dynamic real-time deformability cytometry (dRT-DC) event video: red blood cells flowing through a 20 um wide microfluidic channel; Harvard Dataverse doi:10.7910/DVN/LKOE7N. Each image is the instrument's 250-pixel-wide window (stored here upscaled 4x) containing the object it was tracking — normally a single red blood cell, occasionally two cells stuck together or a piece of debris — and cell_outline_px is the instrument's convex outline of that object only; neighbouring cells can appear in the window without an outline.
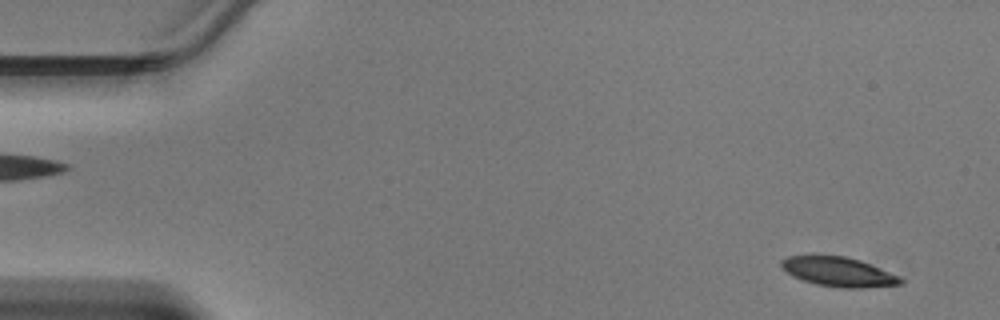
{"species": "Egyptian fruit bat (a non-hibernating species)", "species_latin": "Rousettus aegyptiacus", "temperature_condition": "warm", "stored_images_in_passage": 45, "camera_frame_rate_fps": 3000, "um_per_image_px": 0.085, "animal": {"sex": "male"}, "frame": {"image": 1, "passage_image": 2, "time_ms": 0.333, "image_size_px": [1000, 320], "cell_outline_px": [[904, 284], [860, 288], [844, 288], [816, 284], [792, 276], [780, 264], [780, 260], [788, 256], [812, 252], [844, 256], [860, 260], [900, 276], [904, 280]], "centroid_in_image_um": [71.23, 23.06], "position_along_channel_um": 13.8, "area_um2": 21.04}}
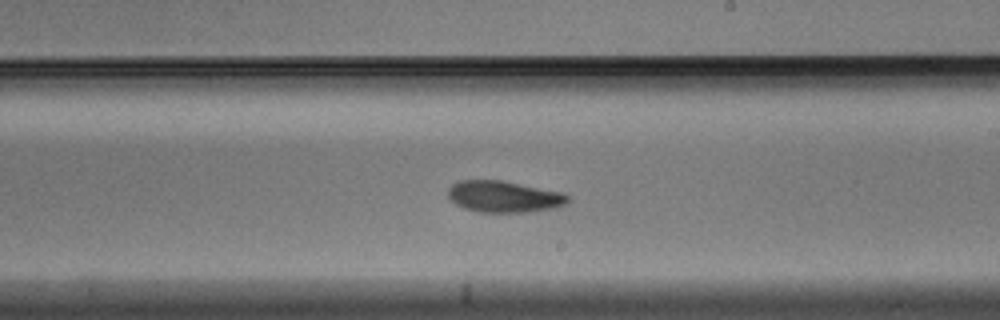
{"frame": {"image": 2, "passage_image": 26, "time_ms": 8.333, "image_size_px": [1000, 320], "cell_outline_px": [[568, 200], [564, 204], [556, 208], [528, 212], [480, 212], [464, 208], [456, 204], [448, 196], [448, 188], [452, 184], [460, 180], [500, 180], [564, 192], [568, 196]], "centroid_in_image_um": [42.83, 16.71], "position_along_channel_um": 246.2, "area_um2": 21.96}}
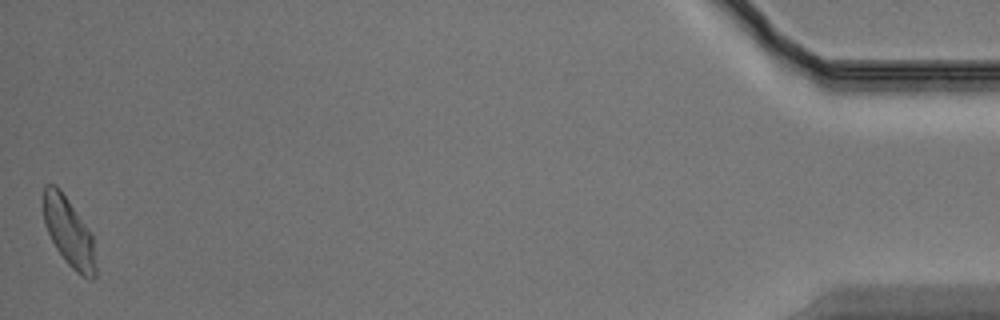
{"frame": {"image": 3, "passage_image": 45, "time_ms": 14.667, "image_size_px": [1000, 320], "cell_outline_px": [[96, 276], [92, 280], [88, 280], [76, 272], [68, 264], [56, 248], [44, 224], [44, 184], [56, 184], [60, 188], [92, 232], [96, 268]], "centroid_in_image_um": [5.88, 19.73], "position_along_channel_um": 429.3, "area_um2": 21.1}}